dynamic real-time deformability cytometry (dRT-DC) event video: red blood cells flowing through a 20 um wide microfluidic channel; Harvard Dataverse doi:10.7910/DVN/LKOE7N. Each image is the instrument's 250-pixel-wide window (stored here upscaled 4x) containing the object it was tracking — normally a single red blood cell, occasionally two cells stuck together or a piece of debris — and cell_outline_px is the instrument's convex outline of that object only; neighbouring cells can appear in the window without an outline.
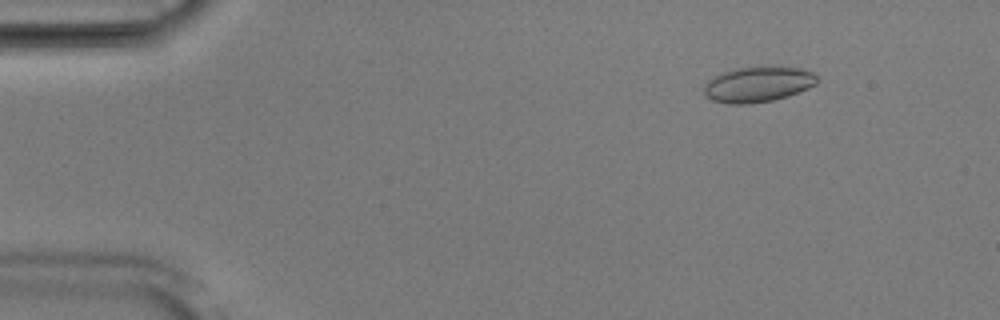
{"species": "Egyptian fruit bat (a non-hibernating species)", "species_latin": "Rousettus aegyptiacus", "temperature_condition": "room temperature", "stored_images_in_passage": 53, "camera_frame_rate_fps": 3000, "um_per_image_px": 0.085, "animal": {"sex": "male"}, "frame": {"image": 1, "passage_image": 7, "time_ms": 2.0, "image_size_px": [1000, 320], "cell_outline_px": [[816, 84], [808, 88], [788, 96], [772, 100], [748, 104], [728, 104], [712, 100], [704, 92], [704, 84], [708, 80], [724, 72], [736, 68], [800, 68], [816, 72]], "centroid_in_image_um": [64.43, 7.19], "position_along_channel_um": 20.6, "area_um2": 22.89}}
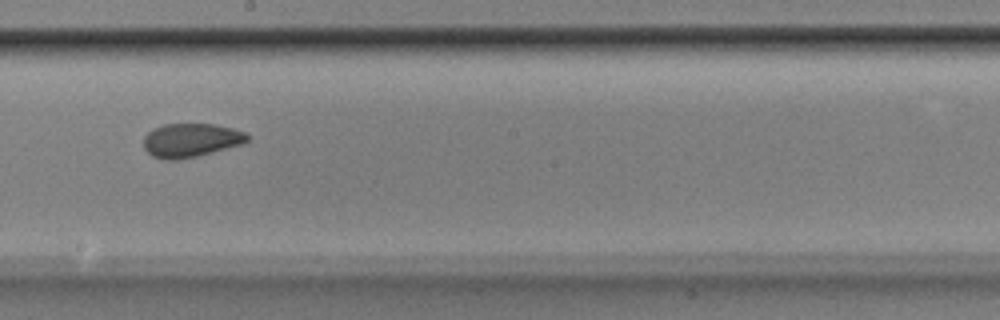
{"frame": {"image": 2, "passage_image": 30, "time_ms": 9.667, "image_size_px": [1000, 320], "cell_outline_px": [[248, 140], [240, 144], [212, 152], [196, 156], [176, 160], [168, 160], [152, 156], [144, 148], [144, 136], [152, 128], [164, 124], [212, 124], [232, 128], [244, 132], [248, 136]], "centroid_in_image_um": [16.17, 11.91], "position_along_channel_um": 232.0, "area_um2": 20.17}}
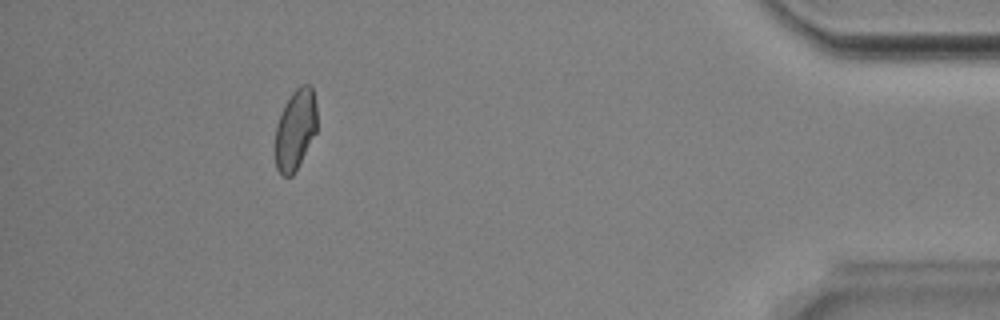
{"frame": {"image": 3, "passage_image": 48, "time_ms": 15.667, "image_size_px": [1000, 320], "cell_outline_px": [[316, 132], [292, 176], [284, 176], [276, 168], [276, 124], [284, 104], [292, 92], [300, 84], [308, 84], [312, 88], [316, 104]], "centroid_in_image_um": [25.1, 10.96], "position_along_channel_um": 410.1, "area_um2": 19.36}, "authors_computed_cell_mechanics": {"area_um2": 20.8658, "velocity_mm_per_s": 3.9037, "shape_relaxation_time_tau1_ms": null, "shape_relaxation_time_tau2_ms": 1.6525, "deformation_change_tau1": null, "deformation_change_tau2": 0.0631}}